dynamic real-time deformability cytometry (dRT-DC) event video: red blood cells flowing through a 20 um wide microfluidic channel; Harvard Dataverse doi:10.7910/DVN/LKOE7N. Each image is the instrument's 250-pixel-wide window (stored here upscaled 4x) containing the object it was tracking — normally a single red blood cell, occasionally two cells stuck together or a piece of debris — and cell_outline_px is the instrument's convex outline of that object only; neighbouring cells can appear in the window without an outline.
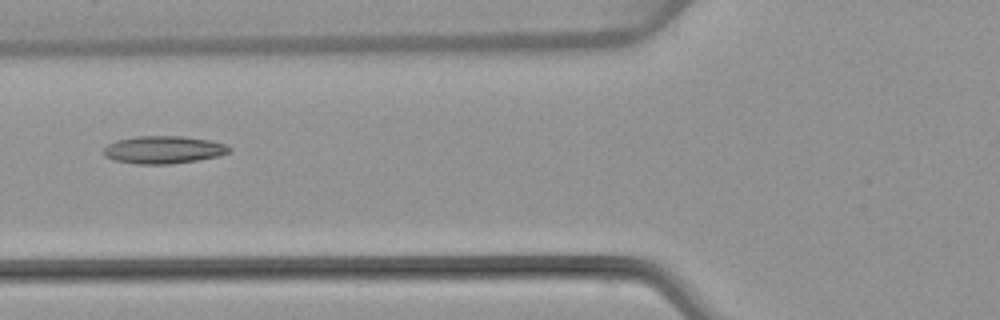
{"species": "common noctule bat (a hibernating species)", "species_latin": "Nyctalus noctula", "temperature_condition": "warm", "stored_images_in_passage": 3, "camera_frame_rate_fps": 3000, "um_per_image_px": 0.085, "animal": {"sex": "female", "body_mass_g": 22.7, "forearm_length_mm": 54.2}, "frame": {"image": 1, "passage_image": 3, "time_ms": 2.667, "image_size_px": [1000, 320], "cell_outline_px": [[232, 152], [220, 156], [172, 164], [136, 164], [112, 160], [104, 156], [104, 148], [108, 144], [116, 140], [136, 136], [184, 136], [208, 140], [228, 144], [232, 148]], "centroid_in_image_um": [13.92, 12.73], "position_along_channel_um": 111.9, "area_um2": 20.52}}